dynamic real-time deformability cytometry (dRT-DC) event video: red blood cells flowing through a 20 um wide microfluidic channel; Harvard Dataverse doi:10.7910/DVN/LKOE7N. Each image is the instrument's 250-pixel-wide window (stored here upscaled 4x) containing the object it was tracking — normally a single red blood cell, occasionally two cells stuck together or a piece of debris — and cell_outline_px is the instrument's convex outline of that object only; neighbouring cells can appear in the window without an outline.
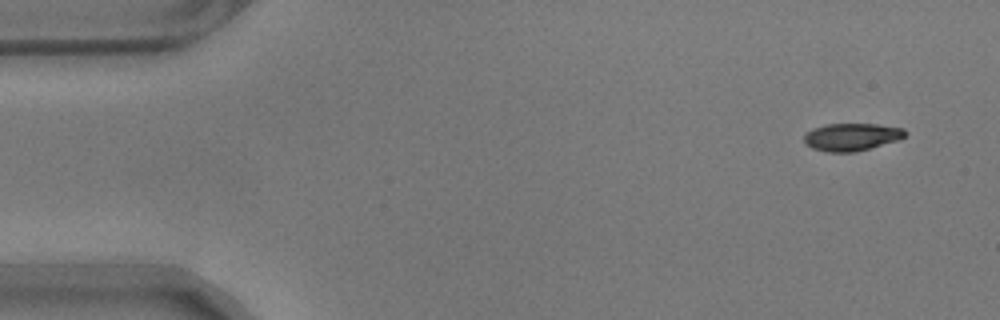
{"species": "common noctule bat (a hibernating species)", "species_latin": "Nyctalus noctula", "temperature_condition": "warm", "stored_images_in_passage": 54, "camera_frame_rate_fps": 3000, "um_per_image_px": 0.085, "animal": {"sex": "male", "body_mass_g": 17.9}, "frame": {"image": 1, "passage_image": 1, "time_ms": 0.0, "image_size_px": [1000, 320], "cell_outline_px": [[908, 132], [900, 140], [852, 152], [824, 152], [812, 148], [804, 144], [804, 136], [812, 128], [828, 124], [876, 124], [904, 128]], "centroid_in_image_um": [72.38, 11.64], "position_along_channel_um": 12.6, "area_um2": 16.24}}
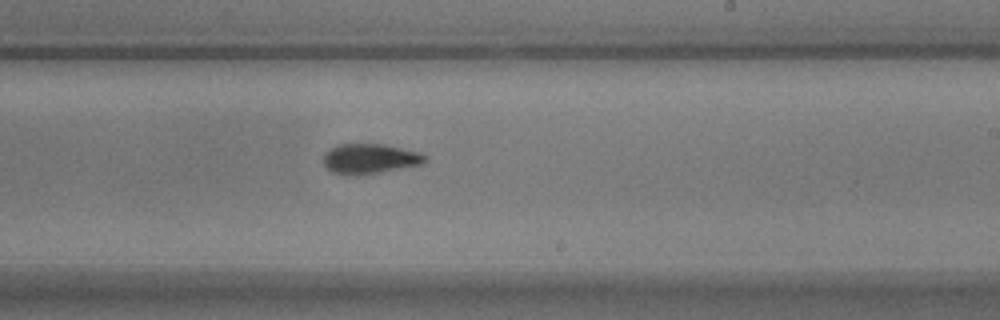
{"frame": {"image": 2, "passage_image": 31, "time_ms": 10.0, "image_size_px": [1000, 320], "cell_outline_px": [[428, 160], [420, 164], [360, 176], [332, 172], [324, 168], [324, 152], [328, 148], [336, 144], [384, 144], [420, 152], [428, 156]], "centroid_in_image_um": [31.4, 13.48], "position_along_channel_um": 257.6, "area_um2": 17.98}}
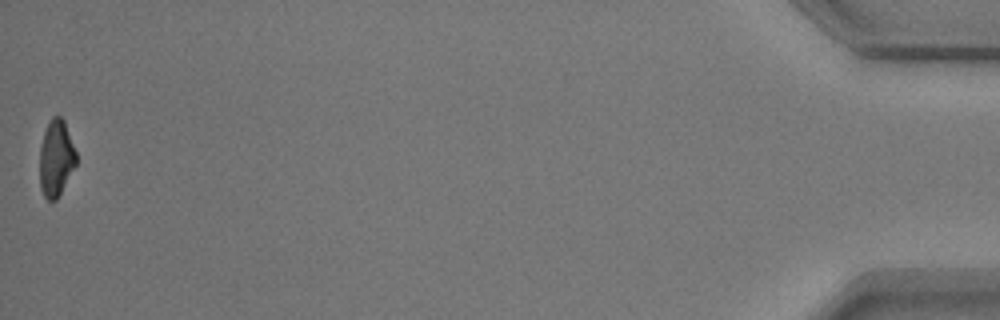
{"frame": {"image": 3, "passage_image": 54, "time_ms": 17.667, "image_size_px": [1000, 320], "cell_outline_px": [[76, 164], [56, 200], [48, 200], [44, 196], [40, 188], [40, 148], [44, 132], [48, 120], [52, 116], [60, 116], [64, 120], [76, 152]], "centroid_in_image_um": [4.75, 13.42], "position_along_channel_um": 430.4, "area_um2": 16.13}, "authors_computed_cell_mechanics": {"area_um2": 17.5134, "velocity_mm_per_s": 3.5385, "shape_relaxation_time_tau1_ms": 3.2693, "shape_relaxation_time_tau2_ms": 1.734, "deformation_change_tau1": 0.1563, "deformation_change_tau2": 0.0767}}